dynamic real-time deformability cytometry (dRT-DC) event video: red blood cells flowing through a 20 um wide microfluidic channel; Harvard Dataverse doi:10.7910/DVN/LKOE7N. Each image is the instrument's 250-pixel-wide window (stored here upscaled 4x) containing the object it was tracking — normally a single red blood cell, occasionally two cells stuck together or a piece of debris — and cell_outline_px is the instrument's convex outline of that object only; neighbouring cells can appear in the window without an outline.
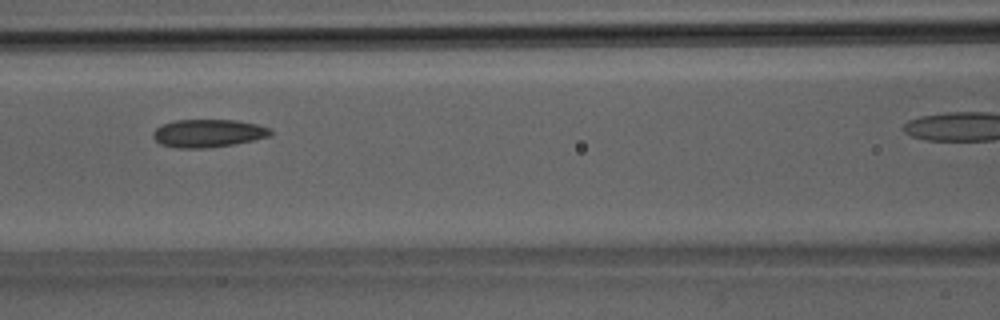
{"species": "Egyptian fruit bat (a non-hibernating species)", "species_latin": "Rousettus aegyptiacus", "temperature_condition": "room temperature", "stored_images_in_passage": 28, "camera_frame_rate_fps": 3000, "um_per_image_px": 0.085, "animal": {"sex": "male"}, "frame": {"image": 1, "passage_image": 13, "time_ms": 4.0, "image_size_px": [1000, 320], "cell_outline_px": [[272, 136], [232, 144], [204, 148], [176, 148], [160, 144], [152, 136], [152, 132], [156, 128], [164, 124], [176, 120], [236, 120], [256, 124], [268, 128], [272, 132]], "centroid_in_image_um": [17.67, 11.33], "position_along_channel_um": 148.9, "area_um2": 18.96}}
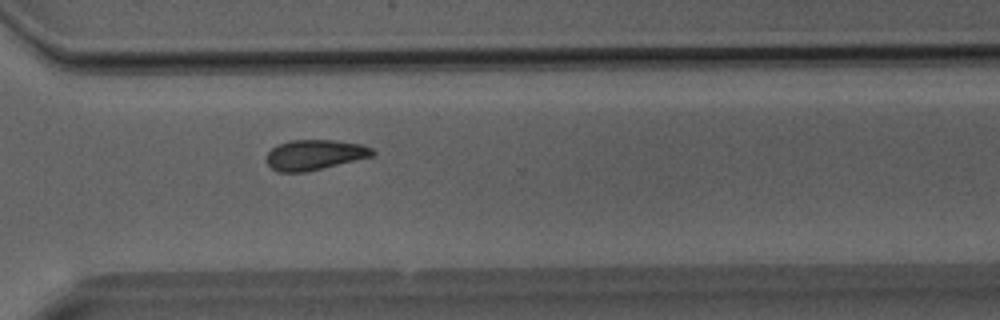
{"frame": {"image": 2, "passage_image": 24, "time_ms": 7.667, "image_size_px": [1000, 320], "cell_outline_px": [[376, 152], [372, 156], [304, 172], [280, 172], [272, 168], [268, 164], [268, 152], [276, 144], [292, 140], [332, 140], [360, 144], [372, 148]], "centroid_in_image_um": [26.73, 13.14], "position_along_channel_um": 343.9, "area_um2": 18.32}}